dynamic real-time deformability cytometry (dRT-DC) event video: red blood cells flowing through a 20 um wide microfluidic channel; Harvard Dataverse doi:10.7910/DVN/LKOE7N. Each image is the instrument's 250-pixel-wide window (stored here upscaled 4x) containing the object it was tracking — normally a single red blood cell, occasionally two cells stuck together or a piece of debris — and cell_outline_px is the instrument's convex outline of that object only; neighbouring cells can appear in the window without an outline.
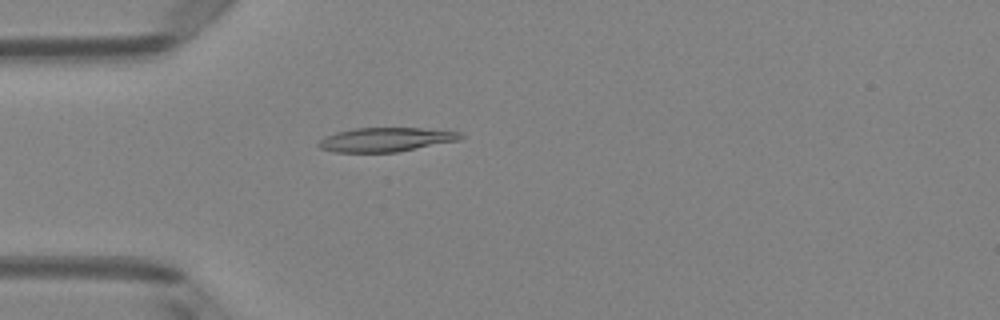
{"species": "Egyptian fruit bat (a non-hibernating species)", "species_latin": "Rousettus aegyptiacus", "temperature_condition": "room temperature", "stored_images_in_passage": 50, "camera_frame_rate_fps": 3000, "um_per_image_px": 0.085, "animal": {"sex": "female"}, "frame": {"image": 1, "passage_image": 14, "time_ms": 4.333, "image_size_px": [1000, 320], "cell_outline_px": [[464, 136], [460, 140], [396, 152], [336, 152], [320, 148], [316, 144], [324, 136], [336, 132], [356, 128], [420, 128], [460, 132]], "centroid_in_image_um": [32.77, 11.86], "position_along_channel_um": 52.2, "area_um2": 19.83}}
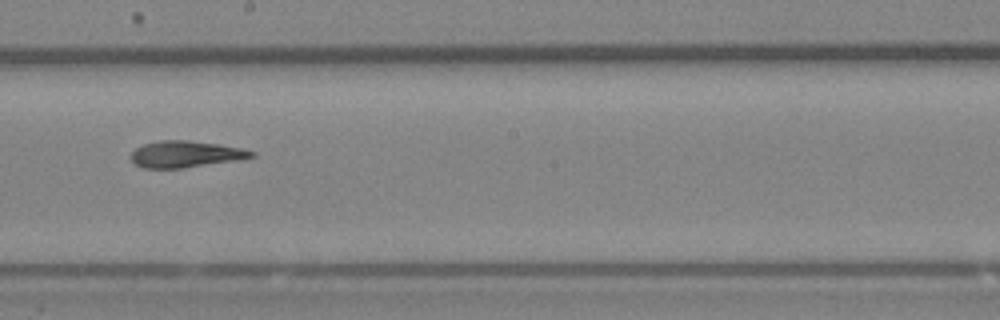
{"frame": {"image": 2, "passage_image": 28, "time_ms": 9.0, "image_size_px": [1000, 320], "cell_outline_px": [[256, 156], [240, 160], [180, 168], [144, 168], [136, 164], [132, 160], [132, 152], [136, 148], [144, 144], [160, 140], [188, 140], [220, 144], [240, 148], [256, 152]], "centroid_in_image_um": [15.82, 13.1], "position_along_channel_um": 232.4, "area_um2": 18.55}}
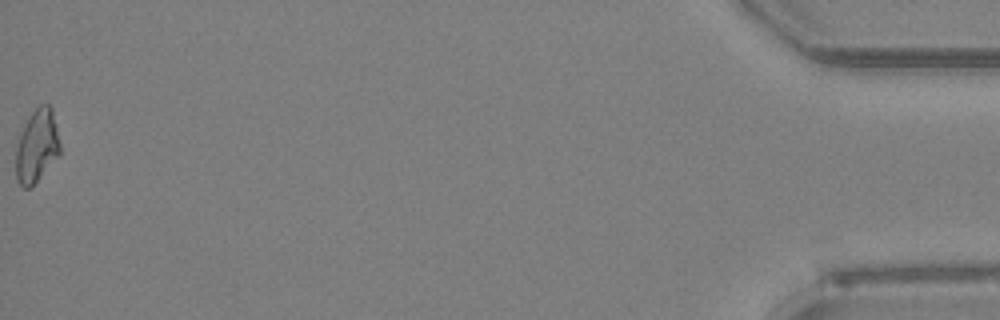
{"frame": {"image": 3, "passage_image": 50, "time_ms": 16.333, "image_size_px": [1000, 320], "cell_outline_px": [[60, 156], [32, 188], [24, 188], [16, 180], [16, 144], [32, 112], [40, 104], [48, 104], [52, 108], [60, 144]], "centroid_in_image_um": [3.15, 12.48], "position_along_channel_um": 432.0, "area_um2": 18.9}, "authors_computed_cell_mechanics": {"area_um2": 18.9584, "velocity_mm_per_s": 4.0623, "shape_relaxation_time_tau1_ms": 7.7107, "shape_relaxation_time_tau2_ms": 4.4125, "deformation_change_tau1": 0.2025, "deformation_change_tau2": 0.1213}}